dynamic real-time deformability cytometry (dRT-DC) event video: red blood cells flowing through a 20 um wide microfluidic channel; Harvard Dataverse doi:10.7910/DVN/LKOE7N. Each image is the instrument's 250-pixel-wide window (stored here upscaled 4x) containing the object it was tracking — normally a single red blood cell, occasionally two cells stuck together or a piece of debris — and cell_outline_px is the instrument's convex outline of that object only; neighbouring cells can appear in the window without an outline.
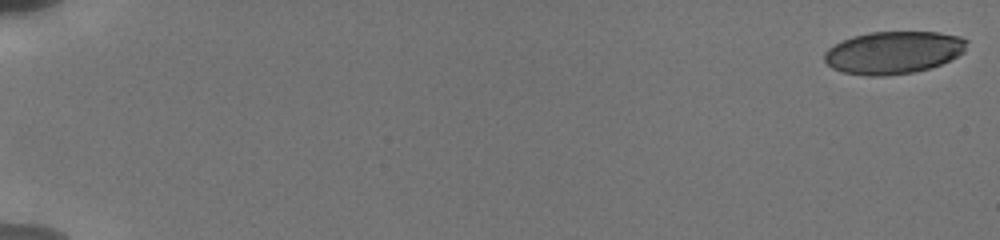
{"species": "human", "species_latin": "Homo sapiens", "temperature_condition": "cold", "stored_images_in_passage": 39, "camera_frame_rate_fps": 3000, "um_per_image_px": 0.085, "donor": {"sex": "male"}, "frame": {"image": 1, "passage_image": 1, "time_ms": 0.0, "image_size_px": [1000, 240], "cell_outline_px": [[968, 40], [964, 52], [940, 64], [928, 68], [912, 72], [884, 76], [868, 76], [844, 72], [832, 68], [824, 60], [824, 52], [828, 48], [852, 36], [868, 32], [940, 32], [960, 36]], "centroid_in_image_um": [75.93, 4.45], "position_along_channel_um": 9.1, "area_um2": 35.14}}
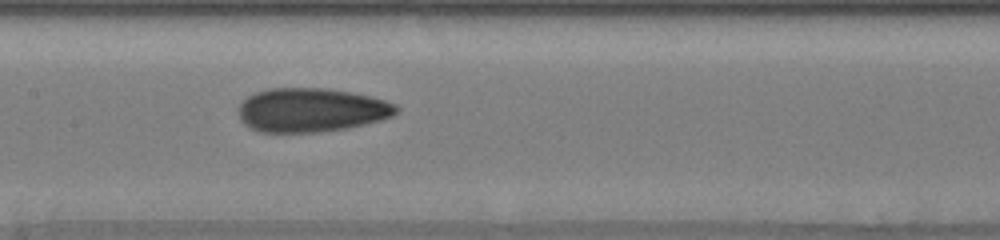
{"frame": {"image": 2, "passage_image": 18, "time_ms": 9.667, "image_size_px": [1000, 240], "cell_outline_px": [[400, 108], [392, 116], [380, 120], [348, 128], [320, 132], [260, 132], [248, 128], [240, 120], [240, 104], [248, 96], [256, 92], [268, 88], [328, 88], [368, 96], [384, 100], [396, 104]], "centroid_in_image_um": [26.44, 9.36], "position_along_channel_um": 181.0, "area_um2": 40.34}}
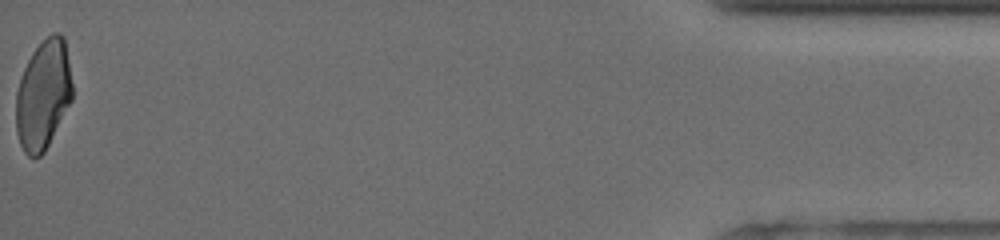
{"frame": {"image": 3, "passage_image": 39, "time_ms": 18.333, "image_size_px": [1000, 240], "cell_outline_px": [[72, 100], [44, 152], [40, 156], [28, 156], [24, 152], [20, 144], [16, 132], [16, 92], [24, 68], [32, 52], [52, 32], [60, 32], [64, 36], [72, 84]], "centroid_in_image_um": [3.67, 8.05], "position_along_channel_um": 431.5, "area_um2": 35.72}, "authors_computed_cell_mechanics": {"area_um2": 38.8416, "velocity_mm_per_s": 3.8218, "shape_relaxation_time_tau1_ms": 4.9326, "shape_relaxation_time_tau2_ms": 1.3507, "deformation_change_tau1": 0.1451, "deformation_change_tau2": 0.0777}}